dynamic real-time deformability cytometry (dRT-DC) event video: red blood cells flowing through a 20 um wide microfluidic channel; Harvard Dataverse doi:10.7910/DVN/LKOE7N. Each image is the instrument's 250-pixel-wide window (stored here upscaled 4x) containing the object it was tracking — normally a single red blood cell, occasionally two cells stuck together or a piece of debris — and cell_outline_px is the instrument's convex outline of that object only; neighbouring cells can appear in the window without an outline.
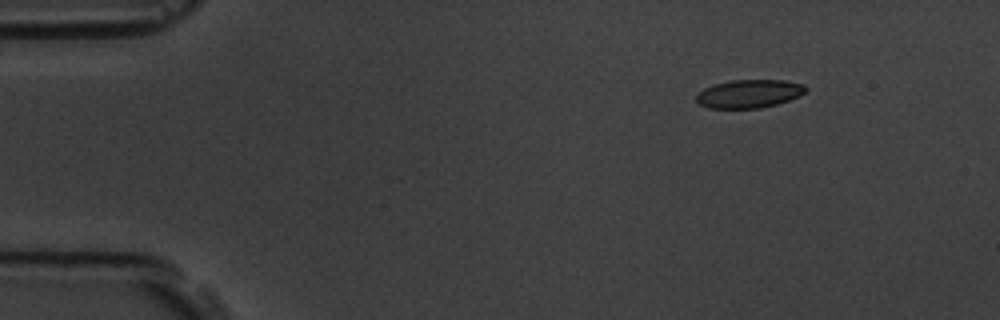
{"species": "common noctule bat (a hibernating species)", "species_latin": "Nyctalus noctula", "temperature_condition": "room temperature", "stored_images_in_passage": 7, "camera_frame_rate_fps": 3000, "um_per_image_px": 0.085, "animal": {"sex": "male", "body_mass_g": 19.5, "forearm_length_mm": 54.6}, "frame": {"image": 1, "passage_image": 1, "time_ms": 0.0, "image_size_px": [1000, 320], "cell_outline_px": [[808, 88], [800, 96], [776, 104], [760, 108], [708, 108], [700, 104], [696, 100], [696, 92], [704, 88], [716, 84], [732, 80], [784, 80], [804, 84]], "centroid_in_image_um": [63.67, 7.96], "position_along_channel_um": 21.3, "area_um2": 18.03}}
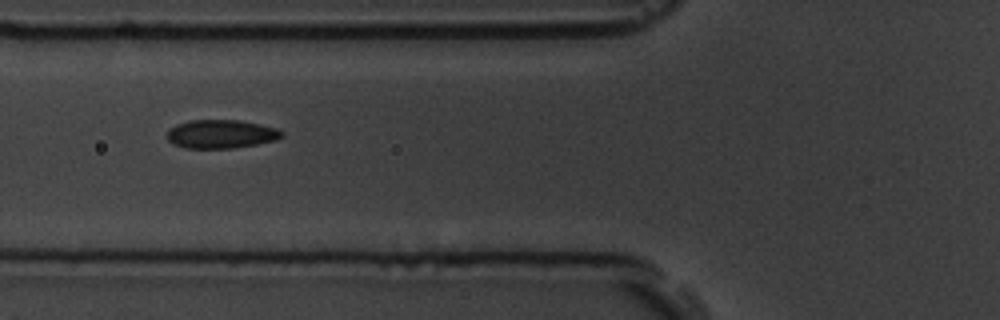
{"frame": {"image": 2, "passage_image": 5, "time_ms": 4.667, "image_size_px": [1000, 320], "cell_outline_px": [[284, 136], [276, 140], [256, 144], [232, 148], [184, 148], [172, 144], [168, 140], [168, 128], [176, 124], [188, 120], [240, 120], [280, 128], [284, 132]], "centroid_in_image_um": [18.8, 11.38], "position_along_channel_um": 107.0, "area_um2": 19.36}}
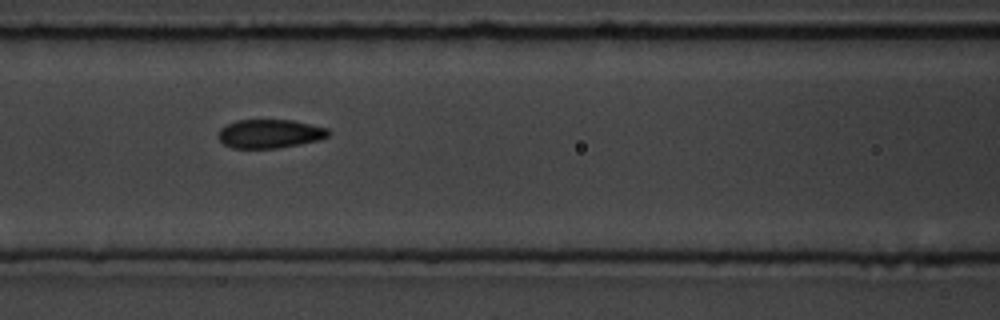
{"frame": {"image": 3, "passage_image": 6, "time_ms": 5.667, "image_size_px": [1000, 320], "cell_outline_px": [[332, 132], [328, 136], [316, 140], [300, 144], [276, 148], [232, 148], [224, 144], [220, 140], [220, 128], [236, 120], [292, 120], [328, 128]], "centroid_in_image_um": [22.95, 11.36], "position_along_channel_um": 143.6, "area_um2": 18.26}}